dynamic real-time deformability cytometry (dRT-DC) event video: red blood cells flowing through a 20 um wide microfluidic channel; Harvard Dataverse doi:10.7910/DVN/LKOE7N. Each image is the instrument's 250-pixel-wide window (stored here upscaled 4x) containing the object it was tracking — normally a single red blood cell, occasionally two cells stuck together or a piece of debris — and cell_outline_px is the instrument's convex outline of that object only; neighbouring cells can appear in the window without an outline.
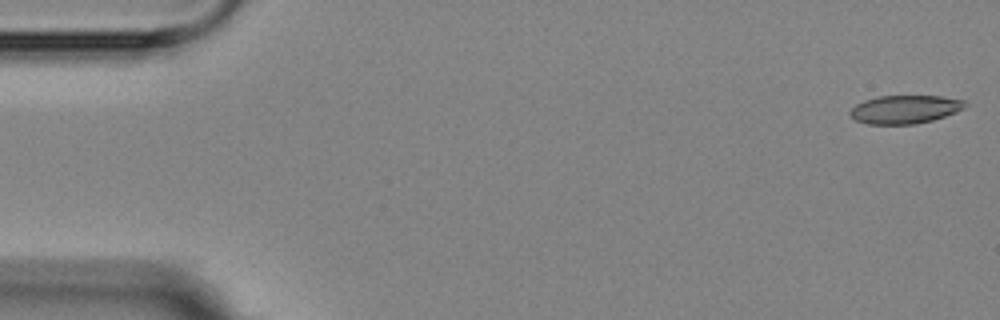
{"species": "Egyptian fruit bat (a non-hibernating species)", "species_latin": "Rousettus aegyptiacus", "temperature_condition": "room temperature", "stored_images_in_passage": 5, "camera_frame_rate_fps": 3000, "um_per_image_px": 0.085, "animal": {"sex": "female"}, "frame": {"image": 1, "passage_image": 1, "time_ms": 0.0, "image_size_px": [1000, 320], "cell_outline_px": [[968, 104], [964, 108], [956, 112], [932, 120], [916, 124], [868, 124], [856, 120], [848, 112], [856, 104], [864, 100], [880, 96], [940, 96], [964, 100]], "centroid_in_image_um": [76.92, 9.29], "position_along_channel_um": 8.1, "area_um2": 18.9}}
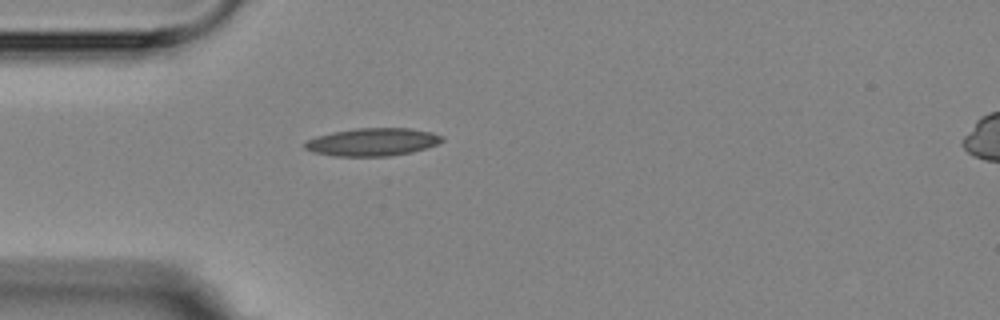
{"frame": {"image": 2, "passage_image": 5, "time_ms": 4.667, "image_size_px": [1000, 320], "cell_outline_px": [[444, 140], [436, 144], [412, 152], [392, 156], [332, 156], [312, 152], [304, 148], [304, 144], [308, 140], [316, 136], [332, 132], [356, 128], [408, 128], [432, 132], [444, 136]], "centroid_in_image_um": [31.65, 12.07], "position_along_channel_um": 53.3, "area_um2": 22.31}}